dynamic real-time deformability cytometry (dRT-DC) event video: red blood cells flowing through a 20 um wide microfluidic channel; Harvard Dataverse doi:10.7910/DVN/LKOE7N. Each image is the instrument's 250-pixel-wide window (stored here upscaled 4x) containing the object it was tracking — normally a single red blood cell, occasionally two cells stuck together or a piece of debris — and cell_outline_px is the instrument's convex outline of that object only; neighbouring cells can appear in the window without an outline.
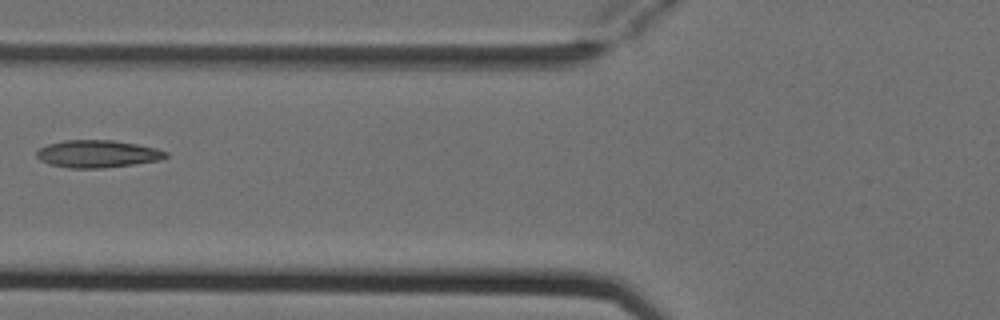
{"species": "Egyptian fruit bat (a non-hibernating species)", "species_latin": "Rousettus aegyptiacus", "temperature_condition": "cold", "stored_images_in_passage": 7, "camera_frame_rate_fps": 3000, "um_per_image_px": 0.085, "animal": {"sex": "female"}, "frame": {"image": 1, "passage_image": 6, "time_ms": 1.667, "image_size_px": [1000, 320], "cell_outline_px": [[168, 156], [160, 160], [104, 168], [68, 168], [48, 164], [40, 160], [36, 156], [36, 152], [40, 148], [48, 144], [64, 140], [112, 140], [136, 144], [156, 148], [168, 152]], "centroid_in_image_um": [8.27, 13.08], "position_along_channel_um": 117.5, "area_um2": 20.63}}
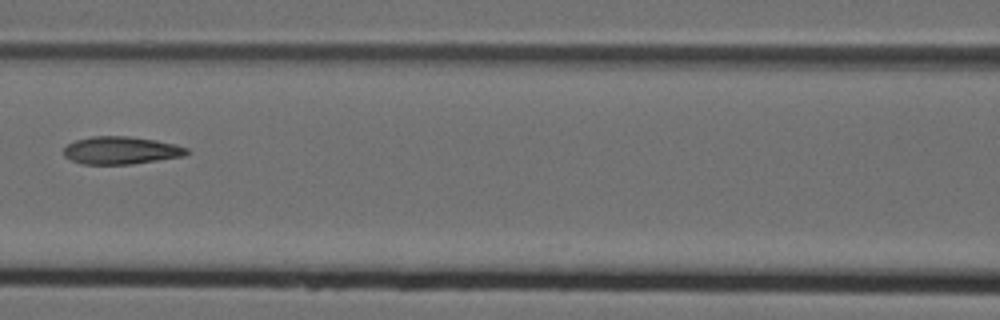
{"frame": {"image": 2, "passage_image": 7, "time_ms": 2.0, "image_size_px": [1000, 320], "cell_outline_px": [[188, 152], [184, 156], [132, 164], [84, 164], [72, 160], [64, 156], [64, 148], [68, 144], [76, 140], [92, 136], [128, 136], [156, 140], [176, 144], [188, 148]], "centroid_in_image_um": [10.3, 12.78], "position_along_channel_um": 156.3, "area_um2": 19.77}}